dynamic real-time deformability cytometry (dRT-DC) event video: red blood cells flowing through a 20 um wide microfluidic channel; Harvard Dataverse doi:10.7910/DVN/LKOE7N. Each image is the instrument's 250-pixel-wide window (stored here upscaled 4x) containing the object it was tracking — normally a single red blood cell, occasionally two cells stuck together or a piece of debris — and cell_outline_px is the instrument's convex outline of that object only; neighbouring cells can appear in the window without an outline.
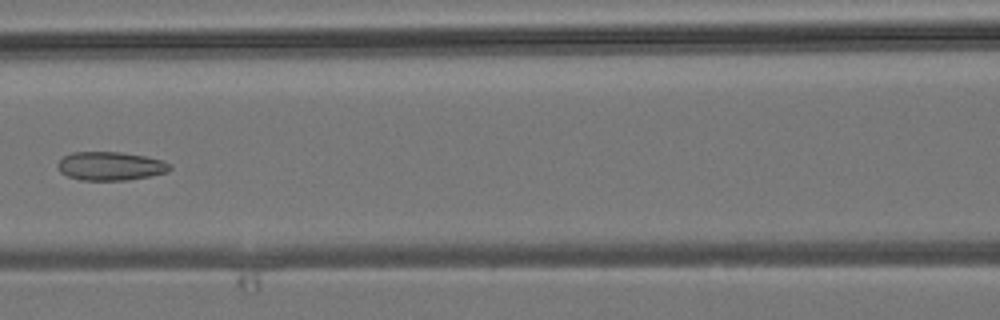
{"species": "common noctule bat (a hibernating species)", "species_latin": "Nyctalus noctula", "temperature_condition": "room temperature", "stored_images_in_passage": 4, "camera_frame_rate_fps": 3000, "um_per_image_px": 0.085, "animal": {"sex": "male", "body_mass_g": 19.2, "forearm_length_mm": 51.8}, "frame": {"image": 1, "passage_image": 4, "time_ms": 3.333, "image_size_px": [1000, 320], "cell_outline_px": [[172, 168], [168, 172], [128, 180], [80, 180], [68, 176], [60, 172], [56, 164], [64, 156], [72, 152], [120, 152], [144, 156], [160, 160], [168, 164]], "centroid_in_image_um": [9.35, 14.12], "position_along_channel_um": 157.3, "area_um2": 18.55}}